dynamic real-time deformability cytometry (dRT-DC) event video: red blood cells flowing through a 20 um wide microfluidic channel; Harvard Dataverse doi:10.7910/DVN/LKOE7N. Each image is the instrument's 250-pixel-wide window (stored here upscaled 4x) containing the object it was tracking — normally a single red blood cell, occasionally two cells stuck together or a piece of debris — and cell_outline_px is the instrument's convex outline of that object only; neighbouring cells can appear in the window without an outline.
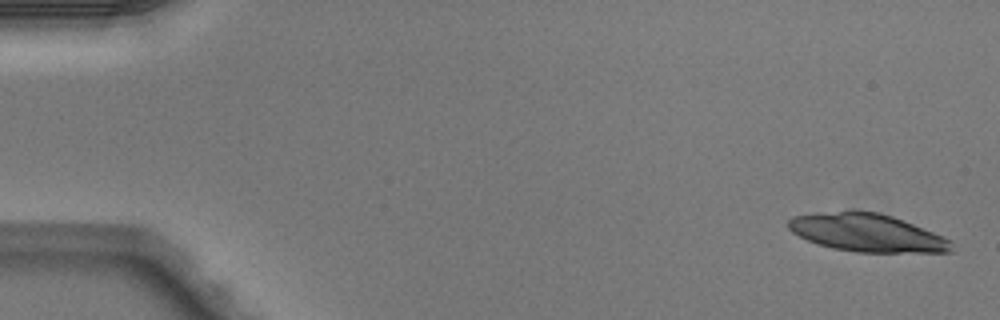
{"species": "Egyptian fruit bat (a non-hibernating species)", "species_latin": "Rousettus aegyptiacus", "temperature_condition": "warm", "stored_images_in_passage": 7, "camera_frame_rate_fps": 3000, "um_per_image_px": 0.085, "animal": {"sex": "male"}, "frame": {"image": 1, "passage_image": 1, "time_ms": 0.0, "image_size_px": [1000, 320], "cell_outline_px": [[952, 252], [856, 252], [832, 248], [816, 244], [792, 232], [788, 228], [788, 220], [792, 216], [816, 212], [880, 212], [892, 216], [952, 240]], "centroid_in_image_um": [73.67, 19.79], "position_along_channel_um": 11.3, "area_um2": 35.66}}
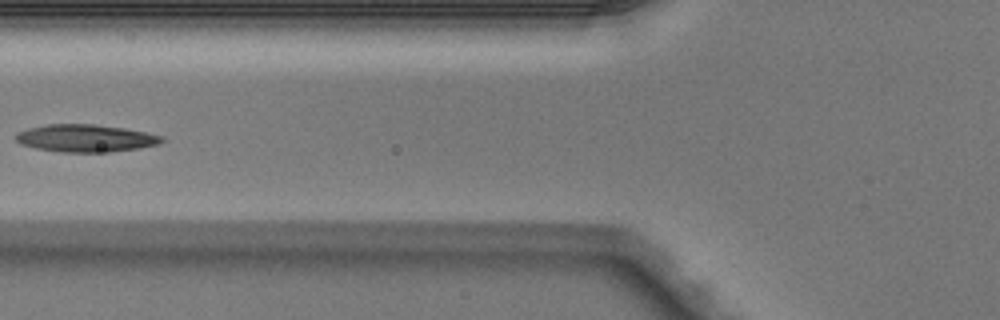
{"frame": {"image": 2, "passage_image": 6, "time_ms": 1.667, "image_size_px": [1000, 320], "cell_outline_px": [[164, 140], [160, 144], [140, 148], [108, 152], [60, 152], [36, 148], [20, 144], [16, 140], [16, 132], [28, 128], [48, 124], [96, 124], [124, 128], [164, 136]], "centroid_in_image_um": [7.28, 11.75], "position_along_channel_um": 118.5, "area_um2": 23.47}}
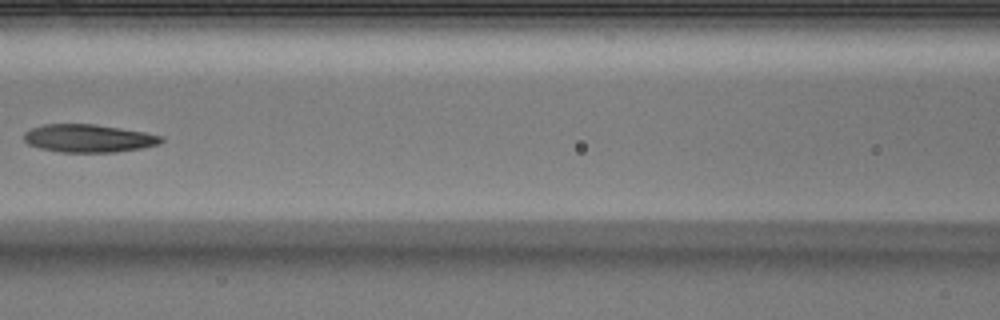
{"frame": {"image": 3, "passage_image": 7, "time_ms": 2.0, "image_size_px": [1000, 320], "cell_outline_px": [[164, 140], [160, 144], [144, 148], [116, 152], [60, 152], [40, 148], [28, 144], [24, 140], [24, 132], [32, 128], [44, 124], [92, 124], [120, 128], [144, 132], [164, 136]], "centroid_in_image_um": [7.56, 11.76], "position_along_channel_um": 159.0, "area_um2": 22.43}}